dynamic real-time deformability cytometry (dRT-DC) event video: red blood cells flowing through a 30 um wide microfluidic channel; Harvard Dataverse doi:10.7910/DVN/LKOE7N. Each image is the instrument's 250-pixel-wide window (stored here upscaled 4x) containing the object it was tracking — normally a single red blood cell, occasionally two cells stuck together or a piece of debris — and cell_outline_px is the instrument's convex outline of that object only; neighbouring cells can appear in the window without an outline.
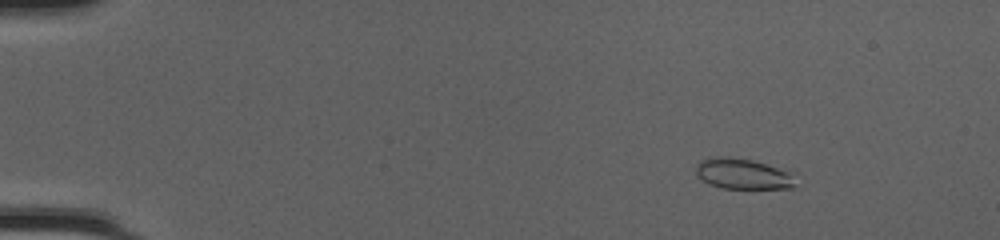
{"species": "common noctule bat (a hibernating species)", "species_latin": "Nyctalus noctula", "temperature_condition": "cold", "stored_images_in_passage": 51, "camera_frame_rate_fps": 3000, "um_per_image_px": 0.085, "animal": {"sex": "female", "body_mass_g": 20.0, "forearm_length_mm": 54.0}, "frame": {"image": 1, "passage_image": 8, "time_ms": 2.333, "image_size_px": [1000, 240], "cell_outline_px": [[796, 172], [792, 188], [720, 188], [708, 184], [696, 176], [696, 164], [700, 160], [712, 156], [720, 156], [752, 160]], "centroid_in_image_um": [63.13, 14.77], "position_along_channel_um": 21.9, "area_um2": 18.03}}
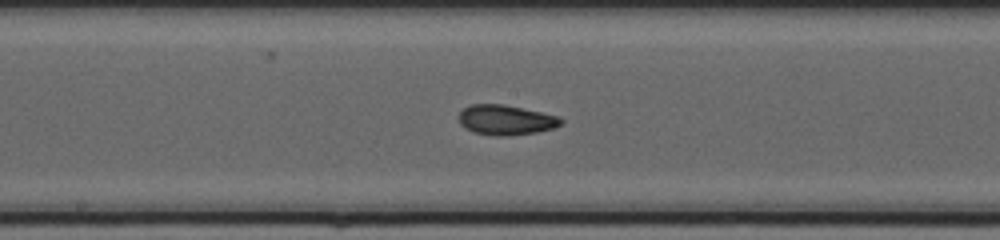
{"frame": {"image": 2, "passage_image": 29, "time_ms": 9.333, "image_size_px": [1000, 240], "cell_outline_px": [[564, 120], [560, 124], [552, 128], [536, 132], [508, 136], [496, 136], [472, 132], [464, 128], [460, 124], [460, 112], [464, 108], [472, 104], [504, 104], [560, 116]], "centroid_in_image_um": [42.99, 10.2], "position_along_channel_um": 205.2, "area_um2": 17.86}}
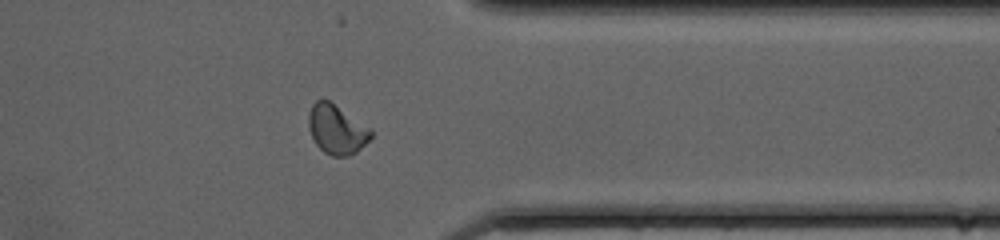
{"frame": {"image": 3, "passage_image": 42, "time_ms": 13.667, "image_size_px": [1000, 240], "cell_outline_px": [[372, 136], [356, 152], [348, 156], [332, 156], [324, 152], [316, 144], [308, 128], [308, 116], [312, 104], [316, 100], [328, 100], [372, 128]], "centroid_in_image_um": [28.61, 11.0], "position_along_channel_um": 382.8, "area_um2": 17.86}, "authors_computed_cell_mechanics": {"area_um2": 17.8602, "velocity_mm_per_s": 4.2247, "shape_relaxation_time_tau1_ms": 9.4808, "shape_relaxation_time_tau2_ms": 1.9738, "deformation_change_tau1": 0.2012, "deformation_change_tau2": 0.0628}}